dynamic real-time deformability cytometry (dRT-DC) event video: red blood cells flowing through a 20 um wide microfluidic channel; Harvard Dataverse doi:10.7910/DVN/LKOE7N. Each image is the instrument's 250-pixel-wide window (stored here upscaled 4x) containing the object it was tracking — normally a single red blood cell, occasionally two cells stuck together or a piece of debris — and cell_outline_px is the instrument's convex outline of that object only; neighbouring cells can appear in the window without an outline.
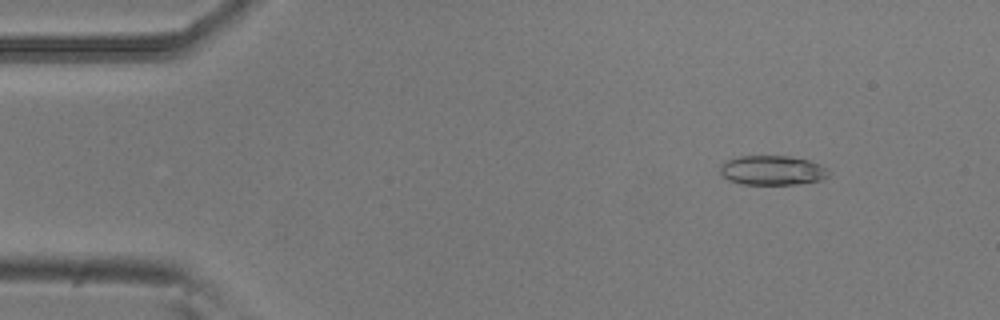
{"species": "common noctule bat (a hibernating species)", "species_latin": "Nyctalus noctula", "temperature_condition": "room temperature", "stored_images_in_passage": 4, "camera_frame_rate_fps": 3000, "um_per_image_px": 0.085, "animal": {"sex": "male", "body_mass_g": 20.5, "forearm_length_mm": 52.5}, "frame": {"image": 1, "passage_image": 2, "time_ms": 0.333, "image_size_px": [1000, 320], "cell_outline_px": [[832, 172], [828, 176], [820, 180], [796, 184], [740, 184], [728, 180], [720, 172], [720, 164], [728, 160], [740, 156], [788, 156], [808, 160], [828, 168]], "centroid_in_image_um": [65.66, 14.48], "position_along_channel_um": 19.3, "area_um2": 18.67}}
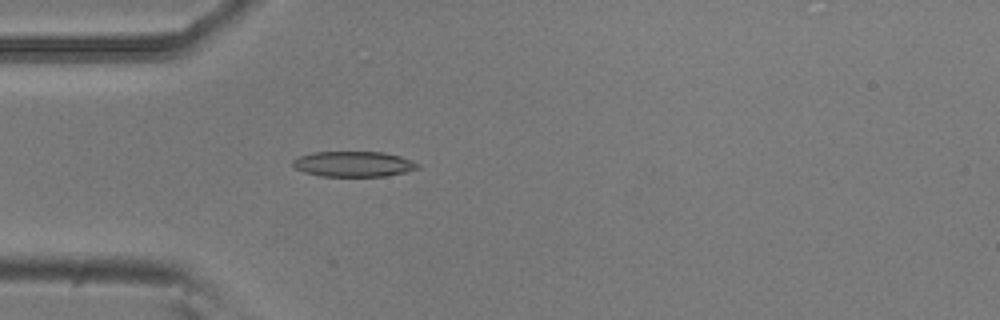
{"frame": {"image": 2, "passage_image": 4, "time_ms": 1.0, "image_size_px": [1000, 320], "cell_outline_px": [[420, 168], [404, 172], [384, 176], [320, 176], [304, 172], [296, 168], [292, 164], [292, 160], [300, 156], [312, 152], [384, 152], [400, 156], [412, 160], [420, 164]], "centroid_in_image_um": [30.06, 13.94], "position_along_channel_um": 54.9, "area_um2": 18.5}}